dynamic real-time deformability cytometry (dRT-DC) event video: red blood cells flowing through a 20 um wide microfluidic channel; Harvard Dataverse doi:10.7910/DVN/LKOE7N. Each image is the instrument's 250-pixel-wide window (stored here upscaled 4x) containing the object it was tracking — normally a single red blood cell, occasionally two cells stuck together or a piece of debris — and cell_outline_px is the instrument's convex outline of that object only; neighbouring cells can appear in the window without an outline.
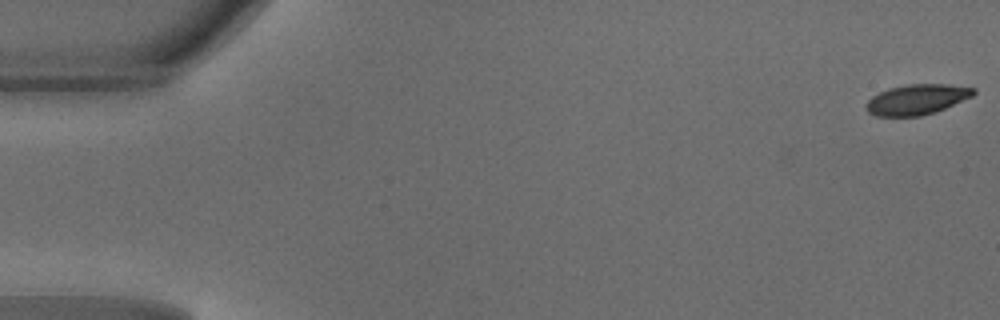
{"species": "common noctule bat (a hibernating species)", "species_latin": "Nyctalus noctula", "temperature_condition": "warm", "stored_images_in_passage": 16, "camera_frame_rate_fps": 3000, "um_per_image_px": 0.085, "animal": {"sex": "male", "body_mass_g": 18.8}, "frame": {"image": 1, "passage_image": 1, "time_ms": 0.0, "image_size_px": [1000, 320], "cell_outline_px": [[976, 92], [972, 96], [936, 112], [920, 116], [876, 116], [868, 112], [864, 108], [868, 100], [872, 96], [888, 88], [908, 84], [948, 84], [976, 88]], "centroid_in_image_um": [77.92, 8.45], "position_along_channel_um": 7.1, "area_um2": 19.02}}
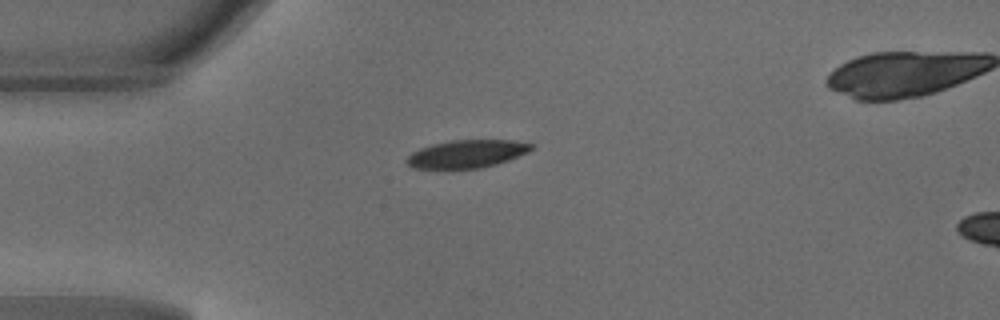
{"frame": {"image": 2, "passage_image": 13, "time_ms": 4.0, "image_size_px": [1000, 320], "cell_outline_px": [[536, 144], [528, 152], [508, 160], [496, 164], [480, 168], [412, 168], [404, 160], [412, 152], [420, 148], [432, 144], [452, 140], [512, 140]], "centroid_in_image_um": [39.68, 13.07], "position_along_channel_um": 45.3, "area_um2": 20.17}}